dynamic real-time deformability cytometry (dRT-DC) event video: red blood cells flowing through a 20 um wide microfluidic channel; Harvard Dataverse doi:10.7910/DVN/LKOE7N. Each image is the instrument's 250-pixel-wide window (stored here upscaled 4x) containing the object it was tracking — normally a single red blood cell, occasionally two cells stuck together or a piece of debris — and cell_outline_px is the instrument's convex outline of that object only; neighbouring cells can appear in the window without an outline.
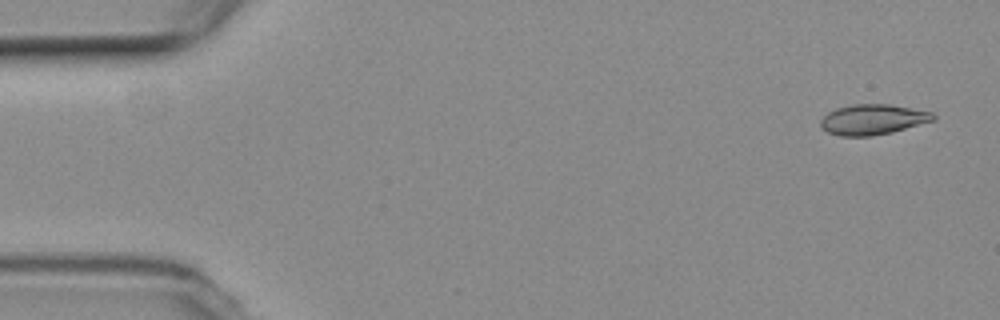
{"species": "common noctule bat (a hibernating species)", "species_latin": "Nyctalus noctula", "temperature_condition": "room temperature", "stored_images_in_passage": 4, "camera_frame_rate_fps": 3000, "um_per_image_px": 0.085, "animal": {"sex": "female", "body_mass_g": 19.3, "forearm_length_mm": 54.1}, "frame": {"image": 1, "passage_image": 1, "time_ms": 0.0, "image_size_px": [1000, 320], "cell_outline_px": [[936, 120], [892, 132], [872, 136], [840, 136], [828, 132], [820, 124], [820, 120], [828, 112], [836, 108], [852, 104], [888, 104], [932, 112], [936, 116]], "centroid_in_image_um": [74.2, 10.16], "position_along_channel_um": 10.8, "area_um2": 19.88}}
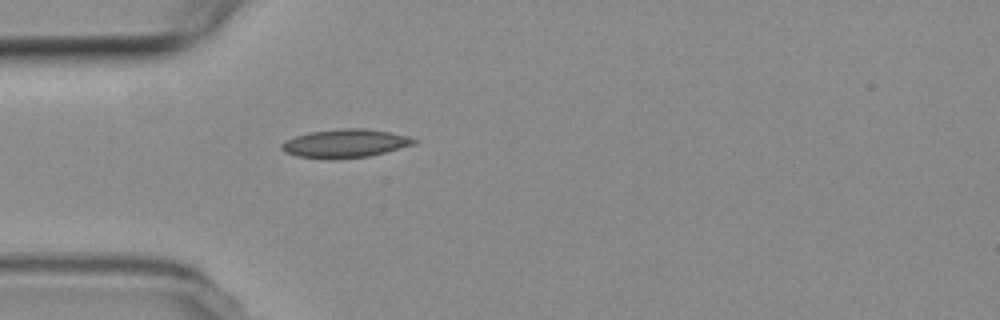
{"frame": {"image": 2, "passage_image": 4, "time_ms": 4.667, "image_size_px": [1000, 320], "cell_outline_px": [[420, 140], [416, 144], [368, 156], [336, 160], [332, 160], [296, 156], [284, 152], [280, 148], [280, 144], [284, 140], [308, 132], [340, 128], [368, 128], [392, 132], [408, 136]], "centroid_in_image_um": [29.33, 12.19], "position_along_channel_um": 55.7, "area_um2": 22.43}}